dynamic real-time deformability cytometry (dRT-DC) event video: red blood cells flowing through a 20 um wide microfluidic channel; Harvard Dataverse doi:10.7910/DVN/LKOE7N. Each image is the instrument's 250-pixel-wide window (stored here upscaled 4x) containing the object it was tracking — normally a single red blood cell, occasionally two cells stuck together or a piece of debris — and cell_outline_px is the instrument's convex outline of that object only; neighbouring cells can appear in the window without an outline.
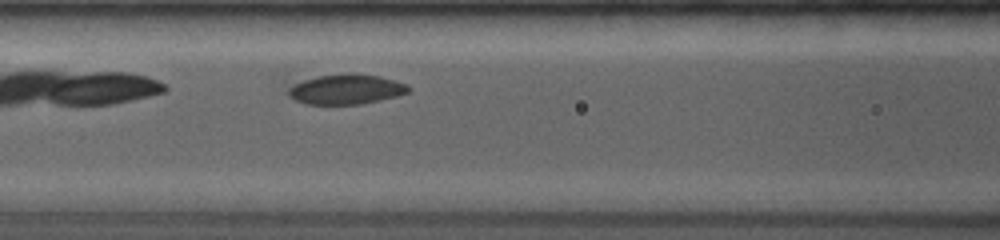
{"species": "common noctule bat (a hibernating species)", "species_latin": "Nyctalus noctula", "temperature_condition": "room temperature", "stored_images_in_passage": 4, "camera_frame_rate_fps": 4000, "um_per_image_px": 0.085, "animal": {"sex": "female", "body_mass_g": 19.0, "forearm_length_mm": 53.3}, "frame": {"image": 1, "passage_image": 4, "time_ms": 2.0, "image_size_px": [1000, 240], "cell_outline_px": [[412, 88], [408, 92], [396, 96], [380, 100], [360, 104], [308, 104], [296, 100], [288, 96], [284, 80], [348, 72], [352, 72], [380, 76], [408, 84]], "centroid_in_image_um": [29.25, 7.54], "position_along_channel_um": 137.3, "area_um2": 22.08}}